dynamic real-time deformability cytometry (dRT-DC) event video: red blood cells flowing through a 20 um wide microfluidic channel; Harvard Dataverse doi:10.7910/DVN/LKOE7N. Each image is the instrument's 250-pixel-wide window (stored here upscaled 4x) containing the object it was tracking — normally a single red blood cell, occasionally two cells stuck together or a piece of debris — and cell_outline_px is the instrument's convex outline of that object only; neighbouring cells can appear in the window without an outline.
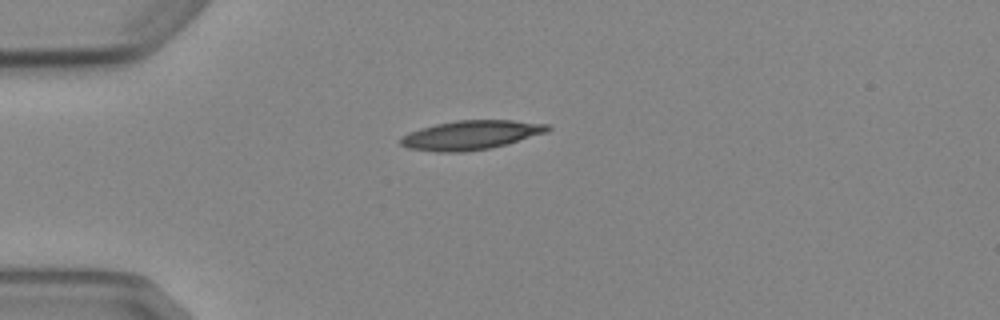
{"species": "Egyptian fruit bat (a non-hibernating species)", "species_latin": "Rousettus aegyptiacus", "temperature_condition": "cold", "stored_images_in_passage": 3, "camera_frame_rate_fps": 3000, "um_per_image_px": 0.085, "animal": {"sex": "female"}, "frame": {"image": 1, "passage_image": 3, "time_ms": 2.333, "image_size_px": [1000, 320], "cell_outline_px": [[552, 128], [548, 132], [504, 144], [488, 148], [464, 152], [436, 152], [408, 148], [400, 144], [400, 140], [408, 132], [420, 128], [436, 124], [456, 120], [512, 120], [548, 124]], "centroid_in_image_um": [40.01, 11.47], "position_along_channel_um": 45.0, "area_um2": 24.8}}